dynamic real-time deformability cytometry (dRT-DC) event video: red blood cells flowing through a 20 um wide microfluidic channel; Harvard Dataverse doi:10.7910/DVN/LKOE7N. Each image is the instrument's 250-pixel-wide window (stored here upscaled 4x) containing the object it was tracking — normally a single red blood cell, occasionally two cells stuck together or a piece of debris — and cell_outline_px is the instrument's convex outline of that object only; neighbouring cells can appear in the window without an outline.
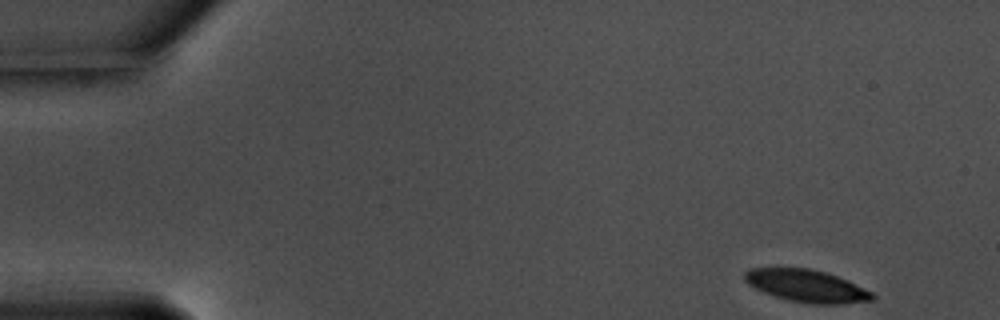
{"species": "common noctule bat (a hibernating species)", "species_latin": "Nyctalus noctula", "temperature_condition": "warm", "stored_images_in_passage": 45, "camera_frame_rate_fps": 3000, "um_per_image_px": 0.085, "animal": {"sex": "male", "body_mass_g": 17.5, "forearm_length_mm": 52.3}, "frame": {"image": 1, "passage_image": 1, "time_ms": 0.0, "image_size_px": [1000, 320], "cell_outline_px": [[876, 300], [844, 304], [808, 304], [788, 300], [764, 292], [748, 284], [744, 280], [744, 272], [748, 268], [808, 268], [828, 272], [848, 280], [872, 292], [876, 296]], "centroid_in_image_um": [68.6, 24.3], "position_along_channel_um": 16.4, "area_um2": 24.33}}
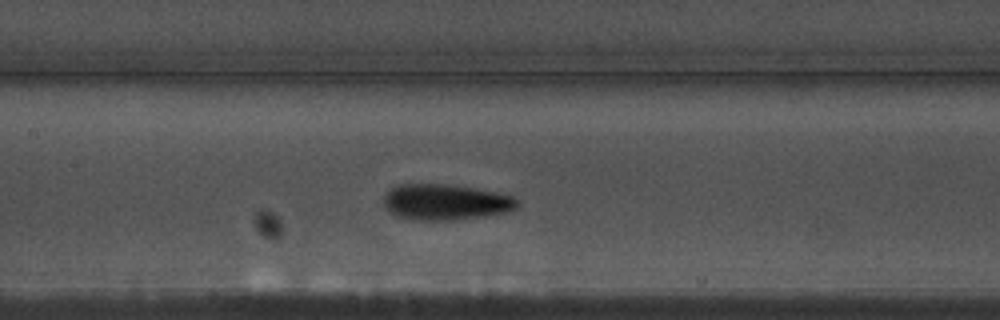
{"frame": {"image": 2, "passage_image": 24, "time_ms": 7.667, "image_size_px": [1000, 320], "cell_outline_px": [[520, 200], [516, 208], [504, 212], [484, 216], [452, 220], [420, 220], [396, 216], [388, 212], [384, 208], [384, 196], [392, 188], [400, 184], [448, 184], [496, 192], [512, 196]], "centroid_in_image_um": [37.85, 17.18], "position_along_channel_um": 169.6, "area_um2": 27.8}}
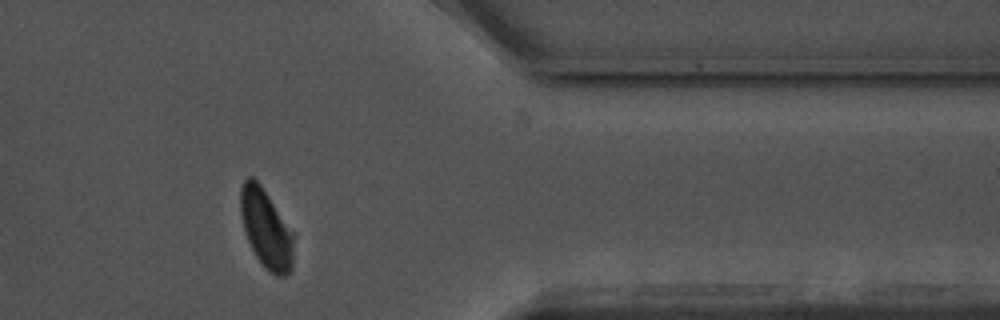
{"frame": {"image": 3, "passage_image": 44, "time_ms": 14.333, "image_size_px": [1000, 320], "cell_outline_px": [[292, 268], [284, 276], [276, 276], [268, 272], [264, 268], [256, 256], [248, 240], [244, 228], [240, 212], [240, 188], [244, 180], [248, 176], [252, 176], [260, 184], [268, 196], [292, 236]], "centroid_in_image_um": [22.56, 19.46], "position_along_channel_um": 388.8, "area_um2": 23.52}, "authors_computed_cell_mechanics": {"area_um2": 26.3568, "velocity_mm_per_s": 3.5275, "shape_relaxation_time_tau1_ms": 2.8931, "shape_relaxation_time_tau2_ms": 3.3598, "deformation_change_tau1": 0.1091, "deformation_change_tau2": 0.0939}}